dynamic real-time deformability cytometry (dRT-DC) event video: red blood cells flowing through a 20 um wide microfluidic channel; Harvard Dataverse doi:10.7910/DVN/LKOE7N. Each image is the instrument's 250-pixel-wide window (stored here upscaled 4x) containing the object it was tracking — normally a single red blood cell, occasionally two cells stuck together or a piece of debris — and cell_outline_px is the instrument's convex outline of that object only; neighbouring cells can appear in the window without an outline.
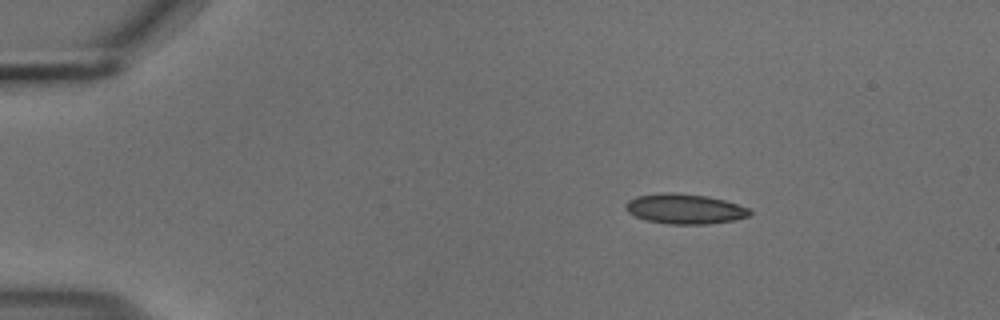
{"species": "common noctule bat (a hibernating species)", "species_latin": "Nyctalus noctula", "temperature_condition": "cold", "stored_images_in_passage": 44, "camera_frame_rate_fps": 3000, "um_per_image_px": 0.085, "animal": {"sex": "male", "body_mass_g": 18.8}, "frame": {"image": 1, "passage_image": 1, "time_ms": 0.0, "image_size_px": [1000, 320], "cell_outline_px": [[752, 212], [748, 216], [732, 220], [704, 224], [668, 224], [648, 220], [636, 216], [628, 212], [624, 208], [624, 204], [628, 200], [636, 196], [660, 192], [676, 192], [704, 196], [724, 200], [748, 208]], "centroid_in_image_um": [58.14, 17.74], "position_along_channel_um": 26.9, "area_um2": 21.56}}
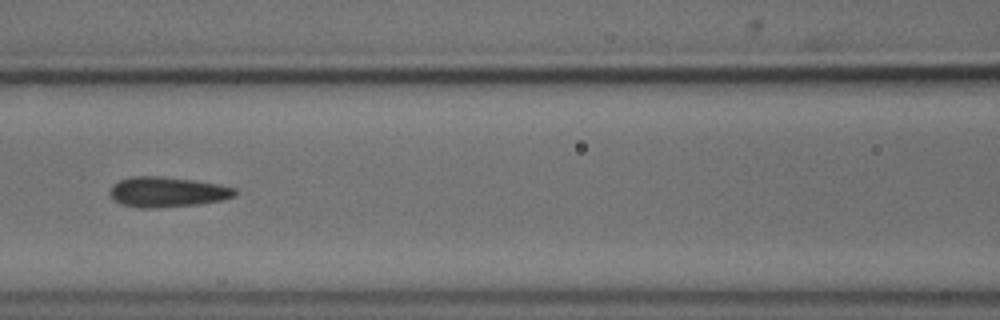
{"frame": {"image": 2, "passage_image": 17, "time_ms": 5.333, "image_size_px": [1000, 320], "cell_outline_px": [[236, 196], [224, 200], [196, 204], [156, 208], [136, 208], [112, 200], [108, 192], [112, 184], [120, 180], [132, 176], [164, 176], [220, 184], [236, 188]], "centroid_in_image_um": [14.2, 16.31], "position_along_channel_um": 152.4, "area_um2": 22.25}}
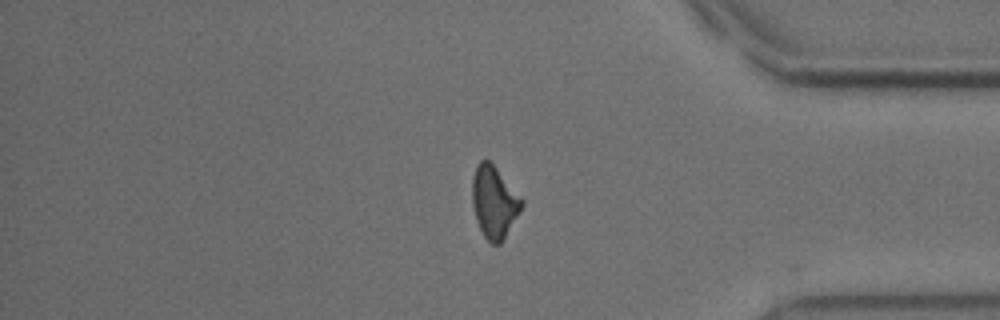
{"frame": {"image": 3, "passage_image": 38, "time_ms": 12.333, "image_size_px": [1000, 320], "cell_outline_px": [[524, 204], [500, 244], [492, 244], [484, 236], [476, 220], [472, 204], [472, 176], [476, 164], [480, 160], [488, 160], [496, 168], [524, 200]], "centroid_in_image_um": [41.98, 17.15], "position_along_channel_um": 393.2, "area_um2": 20.58}}